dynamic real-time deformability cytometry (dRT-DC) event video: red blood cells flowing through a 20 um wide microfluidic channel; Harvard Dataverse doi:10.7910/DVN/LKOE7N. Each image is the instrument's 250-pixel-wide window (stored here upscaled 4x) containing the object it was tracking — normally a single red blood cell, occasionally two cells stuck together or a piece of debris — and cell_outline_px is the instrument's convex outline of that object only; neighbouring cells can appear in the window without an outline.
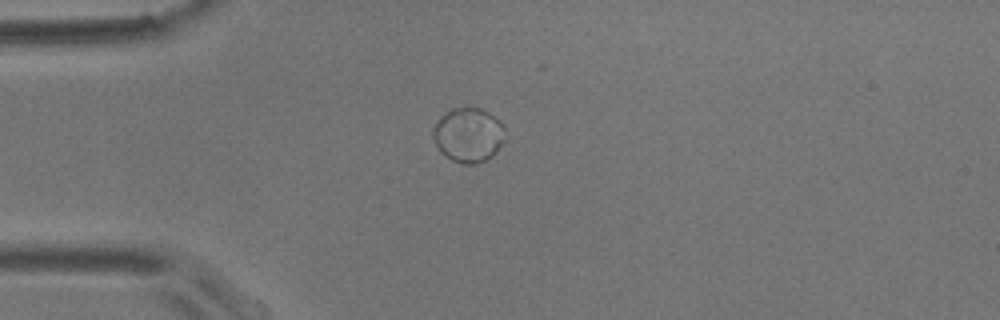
{"species": "common noctule bat (a hibernating species)", "species_latin": "Nyctalus noctula", "temperature_condition": "room temperature", "stored_images_in_passage": 3, "camera_frame_rate_fps": 3000, "um_per_image_px": 0.085, "animal": {"sex": "male", "body_mass_g": 17.9}, "frame": {"image": 1, "passage_image": 1, "time_ms": 0.0, "image_size_px": [1000, 320], "cell_outline_px": [[508, 136], [496, 152], [492, 156], [476, 164], [460, 164], [444, 156], [440, 152], [432, 136], [432, 128], [440, 116], [444, 112], [452, 108], [480, 108], [488, 112], [508, 132]], "centroid_in_image_um": [39.8, 11.49], "position_along_channel_um": 45.2, "area_um2": 23.12}}